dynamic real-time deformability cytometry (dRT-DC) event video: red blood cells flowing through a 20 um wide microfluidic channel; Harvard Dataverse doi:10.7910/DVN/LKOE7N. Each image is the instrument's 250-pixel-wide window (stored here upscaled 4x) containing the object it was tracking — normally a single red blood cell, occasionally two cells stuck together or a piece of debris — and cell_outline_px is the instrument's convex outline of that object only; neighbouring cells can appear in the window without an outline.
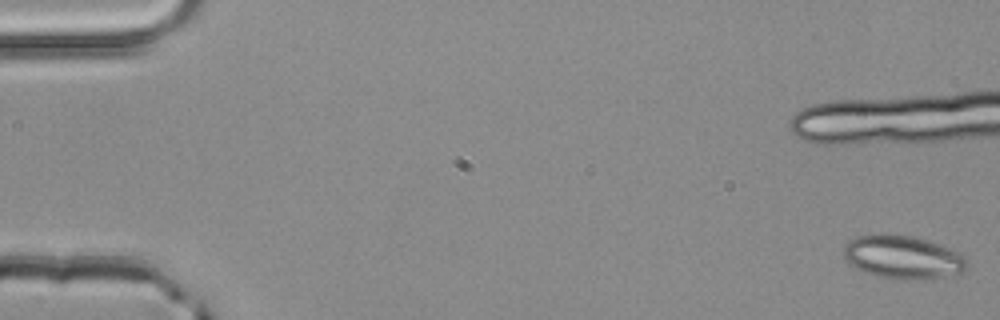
{"species": "common noctule bat (a hibernating species)", "species_latin": "Nyctalus noctula", "temperature_condition": "room temperature", "stored_images_in_passage": 16, "camera_frame_rate_fps": 3000, "um_per_image_px": 0.085, "animal": {"sex": "male", "body_mass_g": 20.4}, "frame": {"image": 1, "passage_image": 1, "time_ms": 0.0, "image_size_px": [1000, 320], "cell_outline_px": [[968, 264], [960, 272], [944, 276], [924, 280], [900, 280], [876, 276], [864, 272], [848, 264], [844, 260], [844, 244], [848, 240], [856, 236], [876, 232], [888, 232], [912, 236], [928, 240], [952, 248], [968, 260]], "centroid_in_image_um": [76.67, 21.83], "position_along_channel_um": 8.3, "area_um2": 31.96}}